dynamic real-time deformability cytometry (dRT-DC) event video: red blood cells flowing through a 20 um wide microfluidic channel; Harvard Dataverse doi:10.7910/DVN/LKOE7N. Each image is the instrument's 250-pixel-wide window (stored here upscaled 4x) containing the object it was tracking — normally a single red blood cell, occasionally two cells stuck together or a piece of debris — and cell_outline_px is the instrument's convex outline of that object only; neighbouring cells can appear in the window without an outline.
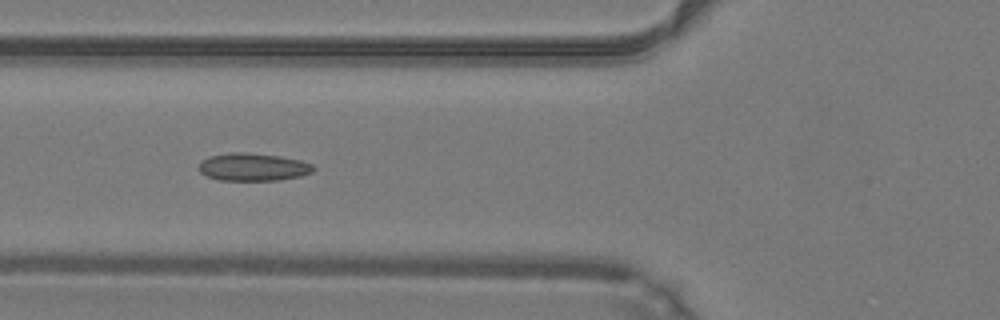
{"species": "common noctule bat (a hibernating species)", "species_latin": "Nyctalus noctula", "temperature_condition": "warm", "stored_images_in_passage": 29, "camera_frame_rate_fps": 3000, "um_per_image_px": 0.085, "animal": {"sex": "male", "body_mass_g": 19.2, "forearm_length_mm": 51.8}, "frame": {"image": 1, "passage_image": 7, "time_ms": 2.0, "image_size_px": [1000, 320], "cell_outline_px": [[316, 168], [312, 172], [300, 176], [276, 180], [220, 180], [208, 176], [200, 172], [196, 168], [204, 160], [212, 156], [232, 152], [244, 152], [280, 156], [300, 160], [312, 164]], "centroid_in_image_um": [21.53, 14.19], "position_along_channel_um": 104.3, "area_um2": 18.32}}
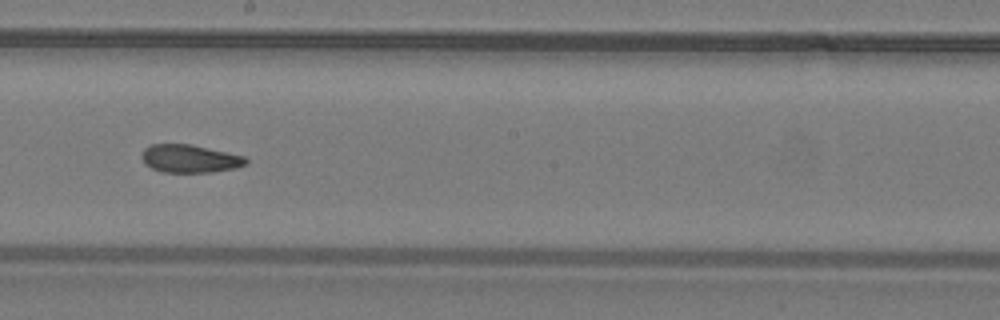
{"frame": {"image": 2, "passage_image": 16, "time_ms": 5.0, "image_size_px": [1000, 320], "cell_outline_px": [[248, 164], [236, 168], [212, 172], [164, 172], [152, 168], [144, 164], [140, 156], [144, 148], [152, 144], [192, 144], [244, 156], [248, 160]], "centroid_in_image_um": [16.13, 13.48], "position_along_channel_um": 232.1, "area_um2": 17.11}}
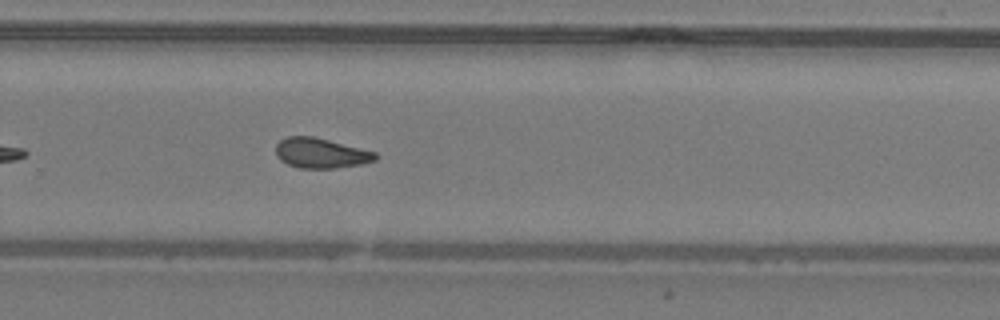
{"frame": {"image": 3, "passage_image": 21, "time_ms": 6.667, "image_size_px": [1000, 320], "cell_outline_px": [[380, 156], [376, 160], [360, 164], [336, 168], [300, 168], [288, 164], [280, 160], [276, 156], [276, 144], [280, 140], [288, 136], [312, 136], [376, 152]], "centroid_in_image_um": [27.27, 13.02], "position_along_channel_um": 302.5, "area_um2": 17.4}, "authors_computed_cell_mechanics": {"area_um2": 17.5134, "velocity_mm_per_s": 4.2645, "shape_relaxation_time_tau1_ms": null, "shape_relaxation_time_tau2_ms": 2.1755, "deformation_change_tau1": null, "deformation_change_tau2": 0.0874}}